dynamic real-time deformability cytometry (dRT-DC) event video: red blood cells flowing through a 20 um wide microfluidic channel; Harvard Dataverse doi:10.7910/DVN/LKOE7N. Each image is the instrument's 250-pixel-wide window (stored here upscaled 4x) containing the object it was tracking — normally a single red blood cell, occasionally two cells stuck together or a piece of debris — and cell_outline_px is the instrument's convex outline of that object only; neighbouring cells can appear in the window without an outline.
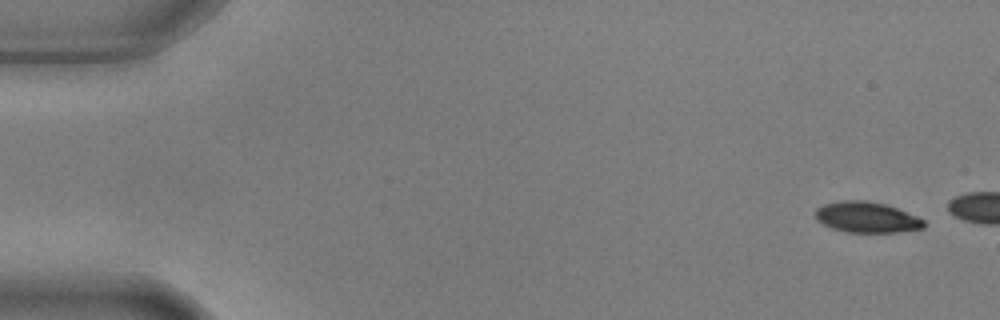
{"species": "common noctule bat (a hibernating species)", "species_latin": "Nyctalus noctula", "temperature_condition": "warm", "stored_images_in_passage": 3, "camera_frame_rate_fps": 3000, "um_per_image_px": 0.085, "animal": {"sex": "male", "body_mass_g": 17.9, "forearm_length_mm": 54.2}, "frame": {"image": 1, "passage_image": 1, "time_ms": 0.0, "image_size_px": [1000, 320], "cell_outline_px": [[924, 228], [896, 232], [848, 232], [832, 228], [816, 220], [816, 208], [824, 204], [844, 200], [868, 200], [884, 204], [896, 208], [916, 216], [924, 220]], "centroid_in_image_um": [73.65, 18.46], "position_along_channel_um": 11.3, "area_um2": 19.25}}